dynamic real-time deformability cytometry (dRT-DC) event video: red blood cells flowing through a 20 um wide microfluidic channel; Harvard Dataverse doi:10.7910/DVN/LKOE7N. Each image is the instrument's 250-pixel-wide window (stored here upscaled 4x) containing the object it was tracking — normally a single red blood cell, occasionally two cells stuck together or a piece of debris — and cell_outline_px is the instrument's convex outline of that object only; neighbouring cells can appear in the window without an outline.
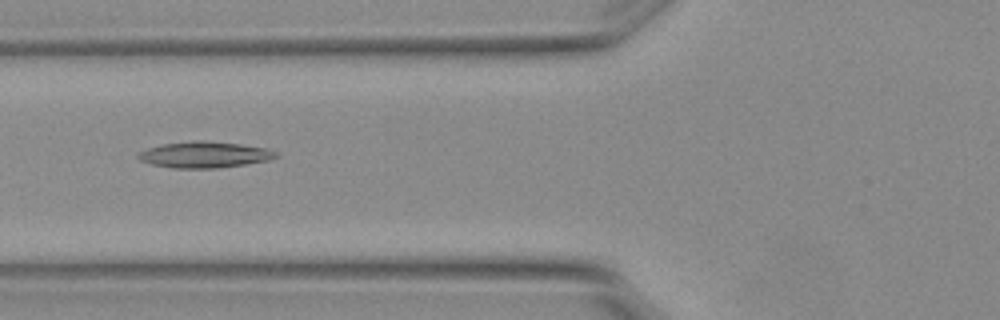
{"species": "Egyptian fruit bat (a non-hibernating species)", "species_latin": "Rousettus aegyptiacus", "temperature_condition": "warm", "stored_images_in_passage": 8, "camera_frame_rate_fps": 3000, "um_per_image_px": 0.085, "animal": {"sex": "female"}, "frame": {"image": 1, "passage_image": 7, "time_ms": 2.0, "image_size_px": [1000, 320], "cell_outline_px": [[280, 156], [268, 160], [244, 164], [216, 168], [172, 168], [152, 164], [140, 160], [136, 156], [136, 152], [160, 144], [192, 140], [208, 140], [240, 144], [264, 148], [276, 152]], "centroid_in_image_um": [17.32, 13.13], "position_along_channel_um": 108.5, "area_um2": 21.1}}
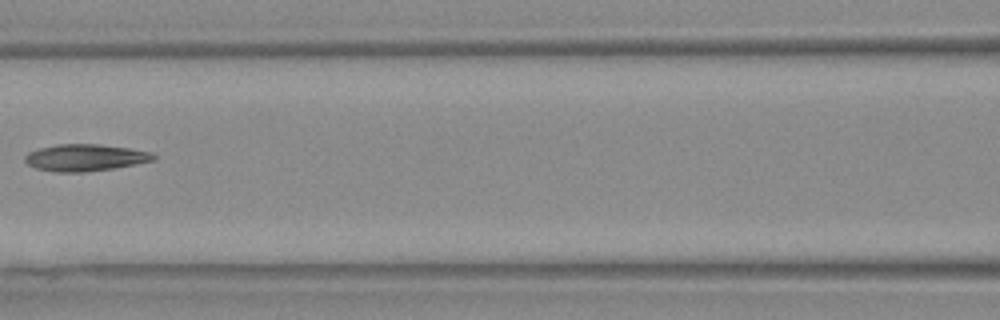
{"frame": {"image": 2, "passage_image": 8, "time_ms": 2.333, "image_size_px": [1000, 320], "cell_outline_px": [[156, 160], [112, 168], [84, 172], [56, 172], [36, 168], [28, 164], [24, 160], [24, 156], [28, 152], [40, 148], [56, 144], [100, 144], [128, 148], [152, 152], [156, 156]], "centroid_in_image_um": [7.23, 13.39], "position_along_channel_um": 159.4, "area_um2": 20.06}}